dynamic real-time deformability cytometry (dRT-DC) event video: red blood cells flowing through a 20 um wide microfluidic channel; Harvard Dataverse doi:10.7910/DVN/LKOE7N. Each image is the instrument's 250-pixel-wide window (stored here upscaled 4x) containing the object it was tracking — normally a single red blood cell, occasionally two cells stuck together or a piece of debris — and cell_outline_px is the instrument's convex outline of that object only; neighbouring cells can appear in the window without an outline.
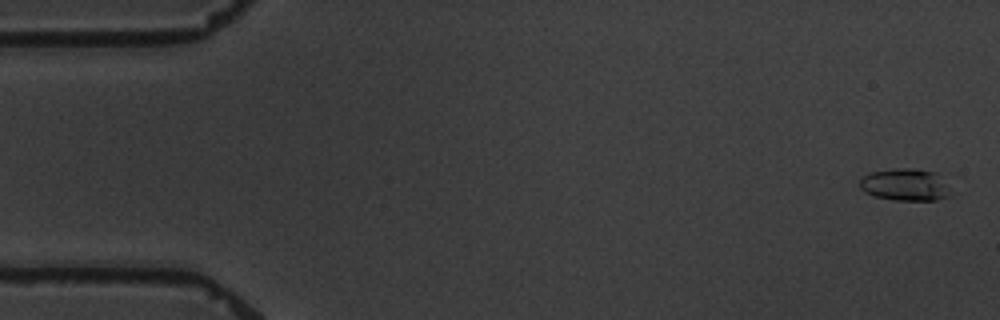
{"species": "common noctule bat (a hibernating species)", "species_latin": "Nyctalus noctula", "temperature_condition": "warm", "stored_images_in_passage": 6, "camera_frame_rate_fps": 3000, "um_per_image_px": 0.085, "animal": {"sex": "male", "body_mass_g": 19.5, "forearm_length_mm": 54.6}, "frame": {"image": 1, "passage_image": 1, "time_ms": 0.0, "image_size_px": [1000, 320], "cell_outline_px": [[948, 196], [936, 200], [892, 200], [872, 196], [864, 192], [860, 188], [860, 176], [872, 172], [892, 168], [912, 168], [936, 172]], "centroid_in_image_um": [76.79, 15.69], "position_along_channel_um": 8.2, "area_um2": 16.7}}
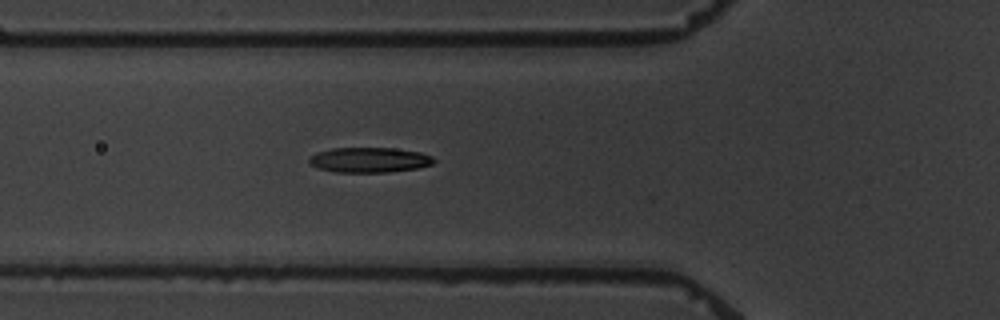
{"frame": {"image": 2, "passage_image": 6, "time_ms": 6.333, "image_size_px": [1000, 320], "cell_outline_px": [[436, 160], [432, 164], [416, 168], [388, 172], [336, 172], [316, 168], [308, 164], [308, 160], [316, 152], [332, 148], [392, 148], [420, 152], [432, 156]], "centroid_in_image_um": [31.36, 13.59], "position_along_channel_um": 94.4, "area_um2": 18.26}}